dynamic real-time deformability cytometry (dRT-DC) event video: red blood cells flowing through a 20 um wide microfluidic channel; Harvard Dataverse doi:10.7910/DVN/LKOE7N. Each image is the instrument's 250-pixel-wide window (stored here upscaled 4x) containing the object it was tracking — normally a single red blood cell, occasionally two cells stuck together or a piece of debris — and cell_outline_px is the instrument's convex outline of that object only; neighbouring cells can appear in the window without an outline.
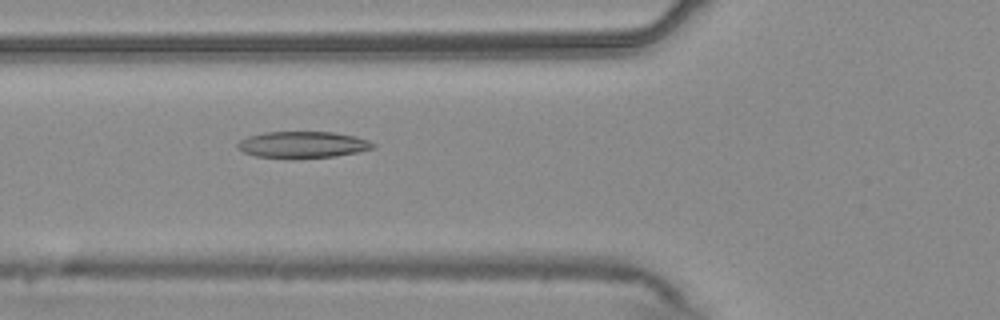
{"species": "common noctule bat (a hibernating species)", "species_latin": "Nyctalus noctula", "temperature_condition": "warm", "stored_images_in_passage": 53, "camera_frame_rate_fps": 3000, "um_per_image_px": 0.085, "animal": {"sex": "male", "body_mass_g": 20.4}, "frame": {"image": 1, "passage_image": 19, "time_ms": 6.0, "image_size_px": [1000, 320], "cell_outline_px": [[376, 148], [360, 152], [336, 156], [256, 156], [244, 152], [236, 148], [236, 144], [240, 140], [248, 136], [264, 132], [332, 132], [356, 136], [368, 140], [376, 144]], "centroid_in_image_um": [25.78, 12.26], "position_along_channel_um": 100.0, "area_um2": 20.4}}
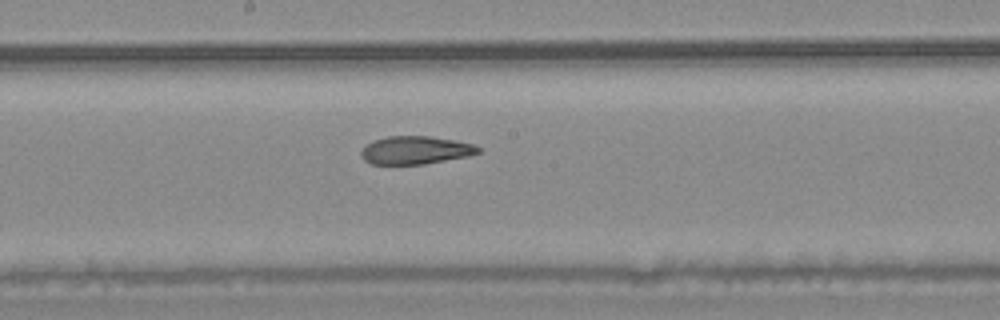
{"frame": {"image": 2, "passage_image": 28, "time_ms": 9.0, "image_size_px": [1000, 320], "cell_outline_px": [[480, 152], [468, 156], [424, 164], [372, 164], [364, 160], [360, 156], [360, 152], [372, 140], [388, 136], [432, 136], [456, 140], [472, 144], [480, 148]], "centroid_in_image_um": [35.3, 12.76], "position_along_channel_um": 212.9, "area_um2": 19.13}}
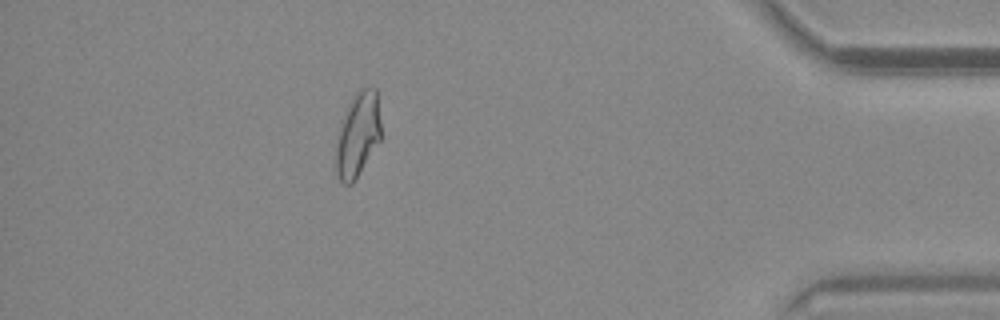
{"frame": {"image": 3, "passage_image": 47, "time_ms": 15.333, "image_size_px": [1000, 320], "cell_outline_px": [[380, 140], [352, 184], [344, 184], [340, 180], [336, 172], [336, 148], [340, 120], [352, 96], [360, 88], [376, 88], [380, 120]], "centroid_in_image_um": [30.39, 11.42], "position_along_channel_um": 404.8, "area_um2": 22.02}, "authors_computed_cell_mechanics": {"area_um2": 21.4438, "velocity_mm_per_s": 3.7491, "shape_relaxation_time_tau1_ms": null, "shape_relaxation_time_tau2_ms": 2.1986, "deformation_change_tau1": null, "deformation_change_tau2": 0.0986}}